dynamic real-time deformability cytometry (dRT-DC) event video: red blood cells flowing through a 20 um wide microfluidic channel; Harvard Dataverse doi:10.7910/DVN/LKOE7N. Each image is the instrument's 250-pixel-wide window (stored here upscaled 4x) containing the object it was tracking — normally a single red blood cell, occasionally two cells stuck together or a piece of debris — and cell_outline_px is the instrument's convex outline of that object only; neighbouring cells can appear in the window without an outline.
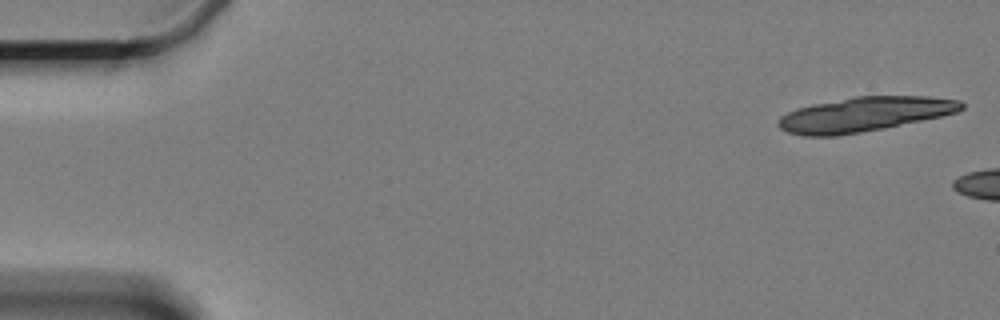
{"species": "Egyptian fruit bat (a non-hibernating species)", "species_latin": "Rousettus aegyptiacus", "temperature_condition": "cold", "stored_images_in_passage": 6, "camera_frame_rate_fps": 3000, "um_per_image_px": 0.085, "animal": {"sex": "female"}, "frame": {"image": 1, "passage_image": 1, "time_ms": 0.0, "image_size_px": [1000, 320], "cell_outline_px": [[964, 108], [956, 112], [940, 116], [884, 128], [836, 136], [804, 136], [788, 132], [780, 128], [776, 124], [780, 116], [796, 108], [812, 104], [852, 96], [928, 96], [960, 100], [964, 104]], "centroid_in_image_um": [73.43, 9.71], "position_along_channel_um": 11.6, "area_um2": 36.88}}